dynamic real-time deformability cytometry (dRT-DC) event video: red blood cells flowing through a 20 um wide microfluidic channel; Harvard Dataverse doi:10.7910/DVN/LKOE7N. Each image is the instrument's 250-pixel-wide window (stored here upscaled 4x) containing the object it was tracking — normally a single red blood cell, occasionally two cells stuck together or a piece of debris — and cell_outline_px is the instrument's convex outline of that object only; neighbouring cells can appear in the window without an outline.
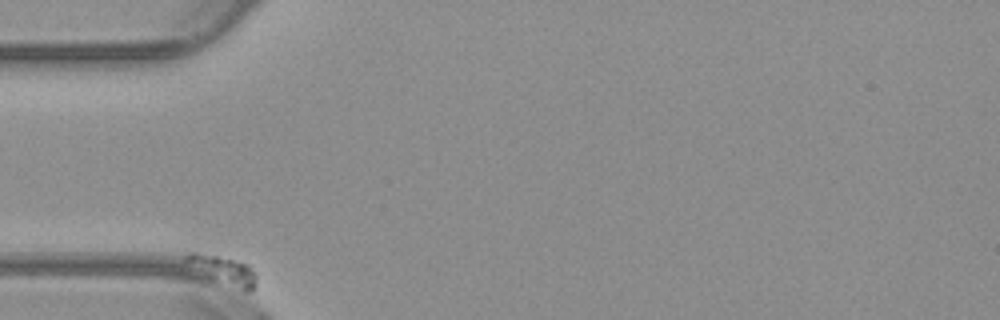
{"species": "common noctule bat (a hibernating species)", "species_latin": "Nyctalus noctula", "temperature_condition": "warm", "stored_images_in_passage": 46, "camera_frame_rate_fps": 3000, "um_per_image_px": 0.085, "animal": {"sex": "male", "body_mass_g": 23.1, "forearm_length_mm": 52.7}, "frame": {"image": 1, "passage_image": 1, "time_ms": 0.0, "image_size_px": [1000, 320], "cell_outline_px": [[256, 284], [252, 292], [244, 292], [184, 260], [184, 256], [188, 252], [196, 252], [240, 260], [248, 264], [256, 272]], "centroid_in_image_um": [19.15, 22.93], "position_along_channel_um": 65.8, "area_um2": 10.92}}
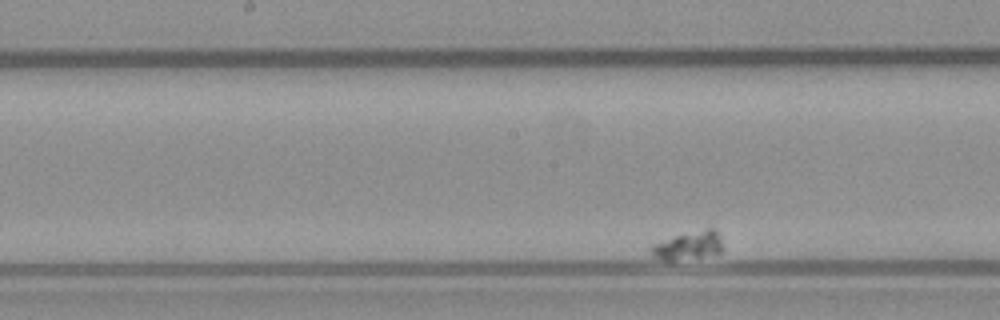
{"frame": {"image": 2, "passage_image": 23, "time_ms": 7.333, "image_size_px": [1000, 320], "cell_outline_px": [[724, 248], [720, 252], [700, 256], [672, 260], [664, 260], [652, 256], [648, 252], [648, 248], [652, 244], [676, 236], [708, 228], [712, 228], [720, 236]], "centroid_in_image_um": [58.47, 20.87], "position_along_channel_um": 189.7, "area_um2": 11.5}}
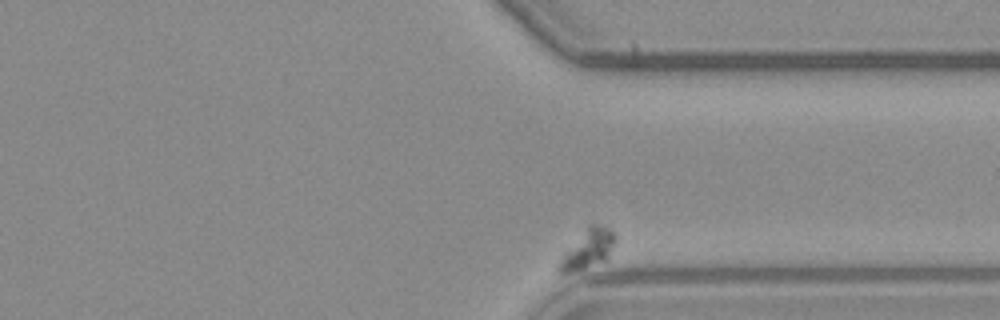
{"frame": {"image": 3, "passage_image": 46, "time_ms": 15.0, "image_size_px": [1000, 320], "cell_outline_px": [[616, 240], [608, 256], [604, 260], [576, 272], [560, 276], [556, 272], [556, 264], [564, 252], [588, 224], [596, 224], [608, 228], [616, 236]], "centroid_in_image_um": [49.86, 21.22], "position_along_channel_um": 361.5, "area_um2": 13.06}}